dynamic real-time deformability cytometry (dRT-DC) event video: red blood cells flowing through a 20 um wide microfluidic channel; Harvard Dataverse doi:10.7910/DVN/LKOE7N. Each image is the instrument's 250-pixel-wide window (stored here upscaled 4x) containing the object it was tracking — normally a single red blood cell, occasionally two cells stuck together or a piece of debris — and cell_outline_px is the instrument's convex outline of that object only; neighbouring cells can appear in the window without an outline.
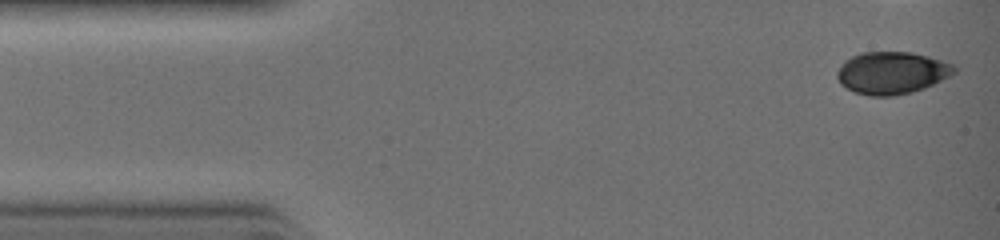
{"species": "common noctule bat (a hibernating species)", "species_latin": "Nyctalus noctula", "temperature_condition": "warm", "stored_images_in_passage": 26, "camera_frame_rate_fps": 3000, "um_per_image_px": 0.085, "animal": {"sex": "female", "body_mass_g": 19.0, "forearm_length_mm": 51.5}, "frame": {"image": 1, "passage_image": 1, "time_ms": 0.0, "image_size_px": [1000, 240], "cell_outline_px": [[956, 72], [924, 88], [912, 92], [892, 96], [868, 96], [856, 92], [840, 84], [836, 76], [836, 72], [840, 64], [844, 60], [860, 52], [912, 52], [928, 56], [952, 64], [956, 68]], "centroid_in_image_um": [75.75, 6.18], "position_along_channel_um": 9.2, "area_um2": 28.84}}